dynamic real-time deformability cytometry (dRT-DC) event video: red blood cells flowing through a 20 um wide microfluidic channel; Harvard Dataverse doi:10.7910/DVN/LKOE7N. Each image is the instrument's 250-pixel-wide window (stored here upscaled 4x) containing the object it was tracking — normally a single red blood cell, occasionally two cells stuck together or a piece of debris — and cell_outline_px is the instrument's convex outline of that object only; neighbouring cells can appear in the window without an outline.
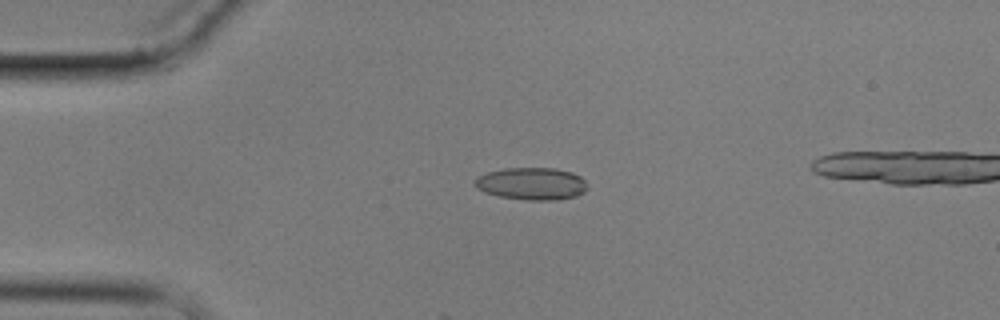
{"species": "common noctule bat (a hibernating species)", "species_latin": "Nyctalus noctula", "temperature_condition": "cold", "stored_images_in_passage": 3, "camera_frame_rate_fps": 3000, "um_per_image_px": 0.085, "animal": {"sex": "male", "body_mass_g": 17.9}, "frame": {"image": 1, "passage_image": 1, "time_ms": 0.0, "image_size_px": [1000, 320], "cell_outline_px": [[588, 188], [584, 192], [576, 196], [560, 200], [528, 200], [500, 196], [484, 192], [476, 188], [476, 176], [488, 172], [504, 168], [552, 168], [572, 172], [580, 176], [588, 184]], "centroid_in_image_um": [45.22, 15.61], "position_along_channel_um": 39.8, "area_um2": 21.27}}
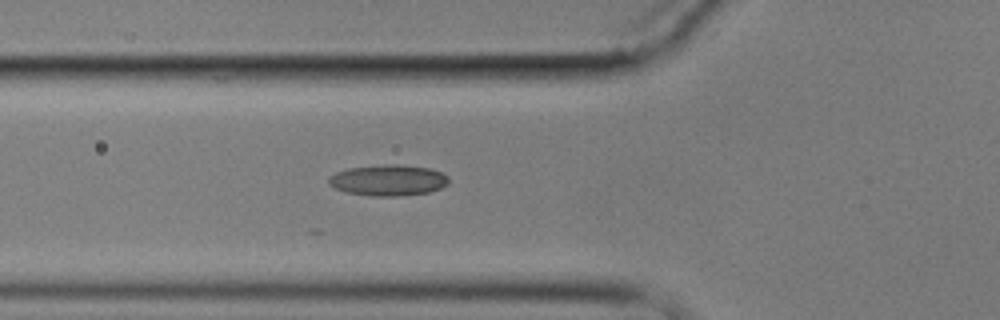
{"frame": {"image": 2, "passage_image": 3, "time_ms": 2.333, "image_size_px": [1000, 320], "cell_outline_px": [[448, 184], [440, 188], [428, 192], [396, 196], [372, 196], [348, 192], [336, 188], [328, 184], [328, 176], [336, 172], [348, 168], [384, 164], [396, 164], [428, 168], [440, 172], [448, 176]], "centroid_in_image_um": [32.97, 15.31], "position_along_channel_um": 92.8, "area_um2": 21.56}}